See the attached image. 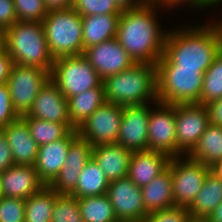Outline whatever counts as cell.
I'll list each match as a JSON object with an SVG mask.
<instances>
[{
	"label": "cell",
	"mask_w": 222,
	"mask_h": 222,
	"mask_svg": "<svg viewBox=\"0 0 222 222\" xmlns=\"http://www.w3.org/2000/svg\"><path fill=\"white\" fill-rule=\"evenodd\" d=\"M155 5L122 10L116 39L135 63L157 64L167 36L159 27Z\"/></svg>",
	"instance_id": "1"
},
{
	"label": "cell",
	"mask_w": 222,
	"mask_h": 222,
	"mask_svg": "<svg viewBox=\"0 0 222 222\" xmlns=\"http://www.w3.org/2000/svg\"><path fill=\"white\" fill-rule=\"evenodd\" d=\"M222 50V29L216 24L168 31L163 56L175 68L205 72Z\"/></svg>",
	"instance_id": "2"
},
{
	"label": "cell",
	"mask_w": 222,
	"mask_h": 222,
	"mask_svg": "<svg viewBox=\"0 0 222 222\" xmlns=\"http://www.w3.org/2000/svg\"><path fill=\"white\" fill-rule=\"evenodd\" d=\"M105 100L122 107L158 101L156 64L135 63L132 67L103 80Z\"/></svg>",
	"instance_id": "3"
},
{
	"label": "cell",
	"mask_w": 222,
	"mask_h": 222,
	"mask_svg": "<svg viewBox=\"0 0 222 222\" xmlns=\"http://www.w3.org/2000/svg\"><path fill=\"white\" fill-rule=\"evenodd\" d=\"M4 47L18 65L34 66L51 72V56L42 22L16 21L4 31Z\"/></svg>",
	"instance_id": "4"
},
{
	"label": "cell",
	"mask_w": 222,
	"mask_h": 222,
	"mask_svg": "<svg viewBox=\"0 0 222 222\" xmlns=\"http://www.w3.org/2000/svg\"><path fill=\"white\" fill-rule=\"evenodd\" d=\"M158 102L164 104H198L204 72L197 69L175 68L164 56L157 64Z\"/></svg>",
	"instance_id": "5"
},
{
	"label": "cell",
	"mask_w": 222,
	"mask_h": 222,
	"mask_svg": "<svg viewBox=\"0 0 222 222\" xmlns=\"http://www.w3.org/2000/svg\"><path fill=\"white\" fill-rule=\"evenodd\" d=\"M42 24L54 59L83 55L82 16L72 7L49 11Z\"/></svg>",
	"instance_id": "6"
},
{
	"label": "cell",
	"mask_w": 222,
	"mask_h": 222,
	"mask_svg": "<svg viewBox=\"0 0 222 222\" xmlns=\"http://www.w3.org/2000/svg\"><path fill=\"white\" fill-rule=\"evenodd\" d=\"M50 79L67 100L88 89L98 87L103 82L83 55L54 59Z\"/></svg>",
	"instance_id": "7"
},
{
	"label": "cell",
	"mask_w": 222,
	"mask_h": 222,
	"mask_svg": "<svg viewBox=\"0 0 222 222\" xmlns=\"http://www.w3.org/2000/svg\"><path fill=\"white\" fill-rule=\"evenodd\" d=\"M168 167L172 174L174 206L189 208L202 188L209 167L188 155L183 161L180 156L171 158Z\"/></svg>",
	"instance_id": "8"
},
{
	"label": "cell",
	"mask_w": 222,
	"mask_h": 222,
	"mask_svg": "<svg viewBox=\"0 0 222 222\" xmlns=\"http://www.w3.org/2000/svg\"><path fill=\"white\" fill-rule=\"evenodd\" d=\"M49 78L50 73L42 68L13 63L7 85L13 108L20 116L29 111Z\"/></svg>",
	"instance_id": "9"
},
{
	"label": "cell",
	"mask_w": 222,
	"mask_h": 222,
	"mask_svg": "<svg viewBox=\"0 0 222 222\" xmlns=\"http://www.w3.org/2000/svg\"><path fill=\"white\" fill-rule=\"evenodd\" d=\"M123 107L105 101L76 130L78 136L92 146L116 144Z\"/></svg>",
	"instance_id": "10"
},
{
	"label": "cell",
	"mask_w": 222,
	"mask_h": 222,
	"mask_svg": "<svg viewBox=\"0 0 222 222\" xmlns=\"http://www.w3.org/2000/svg\"><path fill=\"white\" fill-rule=\"evenodd\" d=\"M176 157L188 155L198 144L209 125V114L205 105H175Z\"/></svg>",
	"instance_id": "11"
},
{
	"label": "cell",
	"mask_w": 222,
	"mask_h": 222,
	"mask_svg": "<svg viewBox=\"0 0 222 222\" xmlns=\"http://www.w3.org/2000/svg\"><path fill=\"white\" fill-rule=\"evenodd\" d=\"M156 110L150 111L148 120V150L176 157L175 105L155 103Z\"/></svg>",
	"instance_id": "12"
},
{
	"label": "cell",
	"mask_w": 222,
	"mask_h": 222,
	"mask_svg": "<svg viewBox=\"0 0 222 222\" xmlns=\"http://www.w3.org/2000/svg\"><path fill=\"white\" fill-rule=\"evenodd\" d=\"M107 196L119 220L142 222L148 215L144 209L141 187L127 176L109 182Z\"/></svg>",
	"instance_id": "13"
},
{
	"label": "cell",
	"mask_w": 222,
	"mask_h": 222,
	"mask_svg": "<svg viewBox=\"0 0 222 222\" xmlns=\"http://www.w3.org/2000/svg\"><path fill=\"white\" fill-rule=\"evenodd\" d=\"M83 56L104 80L132 67L135 62L115 38L86 48Z\"/></svg>",
	"instance_id": "14"
},
{
	"label": "cell",
	"mask_w": 222,
	"mask_h": 222,
	"mask_svg": "<svg viewBox=\"0 0 222 222\" xmlns=\"http://www.w3.org/2000/svg\"><path fill=\"white\" fill-rule=\"evenodd\" d=\"M150 111L147 104L123 107L122 121L116 144L132 152L148 150Z\"/></svg>",
	"instance_id": "15"
},
{
	"label": "cell",
	"mask_w": 222,
	"mask_h": 222,
	"mask_svg": "<svg viewBox=\"0 0 222 222\" xmlns=\"http://www.w3.org/2000/svg\"><path fill=\"white\" fill-rule=\"evenodd\" d=\"M93 146L79 136L70 144L66 161L58 176L49 185L58 194H71L76 187L79 175L92 158Z\"/></svg>",
	"instance_id": "16"
},
{
	"label": "cell",
	"mask_w": 222,
	"mask_h": 222,
	"mask_svg": "<svg viewBox=\"0 0 222 222\" xmlns=\"http://www.w3.org/2000/svg\"><path fill=\"white\" fill-rule=\"evenodd\" d=\"M22 116L61 124H71L68 100L50 78L41 87L32 107Z\"/></svg>",
	"instance_id": "17"
},
{
	"label": "cell",
	"mask_w": 222,
	"mask_h": 222,
	"mask_svg": "<svg viewBox=\"0 0 222 222\" xmlns=\"http://www.w3.org/2000/svg\"><path fill=\"white\" fill-rule=\"evenodd\" d=\"M77 137V130H71L64 138L39 146L33 166L46 186L58 176L66 161L69 146Z\"/></svg>",
	"instance_id": "18"
},
{
	"label": "cell",
	"mask_w": 222,
	"mask_h": 222,
	"mask_svg": "<svg viewBox=\"0 0 222 222\" xmlns=\"http://www.w3.org/2000/svg\"><path fill=\"white\" fill-rule=\"evenodd\" d=\"M0 185L3 196L23 200L45 186L33 165H13L8 168L0 173Z\"/></svg>",
	"instance_id": "19"
},
{
	"label": "cell",
	"mask_w": 222,
	"mask_h": 222,
	"mask_svg": "<svg viewBox=\"0 0 222 222\" xmlns=\"http://www.w3.org/2000/svg\"><path fill=\"white\" fill-rule=\"evenodd\" d=\"M6 135L14 165H34L38 148L27 123L20 117L1 129Z\"/></svg>",
	"instance_id": "20"
},
{
	"label": "cell",
	"mask_w": 222,
	"mask_h": 222,
	"mask_svg": "<svg viewBox=\"0 0 222 222\" xmlns=\"http://www.w3.org/2000/svg\"><path fill=\"white\" fill-rule=\"evenodd\" d=\"M170 157L157 151H134L131 154L127 177L138 187L150 183L169 164Z\"/></svg>",
	"instance_id": "21"
},
{
	"label": "cell",
	"mask_w": 222,
	"mask_h": 222,
	"mask_svg": "<svg viewBox=\"0 0 222 222\" xmlns=\"http://www.w3.org/2000/svg\"><path fill=\"white\" fill-rule=\"evenodd\" d=\"M131 154V150L119 144H100L92 148V158L109 182L127 176Z\"/></svg>",
	"instance_id": "22"
},
{
	"label": "cell",
	"mask_w": 222,
	"mask_h": 222,
	"mask_svg": "<svg viewBox=\"0 0 222 222\" xmlns=\"http://www.w3.org/2000/svg\"><path fill=\"white\" fill-rule=\"evenodd\" d=\"M144 209L147 213L174 206L172 174L169 167L150 183L141 187Z\"/></svg>",
	"instance_id": "23"
},
{
	"label": "cell",
	"mask_w": 222,
	"mask_h": 222,
	"mask_svg": "<svg viewBox=\"0 0 222 222\" xmlns=\"http://www.w3.org/2000/svg\"><path fill=\"white\" fill-rule=\"evenodd\" d=\"M119 16L111 14L82 16L83 52L90 46L115 38Z\"/></svg>",
	"instance_id": "24"
},
{
	"label": "cell",
	"mask_w": 222,
	"mask_h": 222,
	"mask_svg": "<svg viewBox=\"0 0 222 222\" xmlns=\"http://www.w3.org/2000/svg\"><path fill=\"white\" fill-rule=\"evenodd\" d=\"M105 101L103 82L98 87L70 97L68 109L72 126L77 129Z\"/></svg>",
	"instance_id": "25"
},
{
	"label": "cell",
	"mask_w": 222,
	"mask_h": 222,
	"mask_svg": "<svg viewBox=\"0 0 222 222\" xmlns=\"http://www.w3.org/2000/svg\"><path fill=\"white\" fill-rule=\"evenodd\" d=\"M221 202L222 180L208 172L188 211L192 218H208Z\"/></svg>",
	"instance_id": "26"
},
{
	"label": "cell",
	"mask_w": 222,
	"mask_h": 222,
	"mask_svg": "<svg viewBox=\"0 0 222 222\" xmlns=\"http://www.w3.org/2000/svg\"><path fill=\"white\" fill-rule=\"evenodd\" d=\"M188 156L208 167L222 161V127L209 124Z\"/></svg>",
	"instance_id": "27"
},
{
	"label": "cell",
	"mask_w": 222,
	"mask_h": 222,
	"mask_svg": "<svg viewBox=\"0 0 222 222\" xmlns=\"http://www.w3.org/2000/svg\"><path fill=\"white\" fill-rule=\"evenodd\" d=\"M109 181L100 166L91 158L82 169L75 190L71 195L77 198L107 194Z\"/></svg>",
	"instance_id": "28"
},
{
	"label": "cell",
	"mask_w": 222,
	"mask_h": 222,
	"mask_svg": "<svg viewBox=\"0 0 222 222\" xmlns=\"http://www.w3.org/2000/svg\"><path fill=\"white\" fill-rule=\"evenodd\" d=\"M56 192L50 186H44L40 191L25 200L24 222H51L52 209Z\"/></svg>",
	"instance_id": "29"
},
{
	"label": "cell",
	"mask_w": 222,
	"mask_h": 222,
	"mask_svg": "<svg viewBox=\"0 0 222 222\" xmlns=\"http://www.w3.org/2000/svg\"><path fill=\"white\" fill-rule=\"evenodd\" d=\"M27 123L31 136L38 146L64 138L71 130H76L72 124H61L42 119L21 116Z\"/></svg>",
	"instance_id": "30"
},
{
	"label": "cell",
	"mask_w": 222,
	"mask_h": 222,
	"mask_svg": "<svg viewBox=\"0 0 222 222\" xmlns=\"http://www.w3.org/2000/svg\"><path fill=\"white\" fill-rule=\"evenodd\" d=\"M77 200L84 222H112L117 219L107 194Z\"/></svg>",
	"instance_id": "31"
},
{
	"label": "cell",
	"mask_w": 222,
	"mask_h": 222,
	"mask_svg": "<svg viewBox=\"0 0 222 222\" xmlns=\"http://www.w3.org/2000/svg\"><path fill=\"white\" fill-rule=\"evenodd\" d=\"M222 98V50L211 66L204 72L200 105H206Z\"/></svg>",
	"instance_id": "32"
},
{
	"label": "cell",
	"mask_w": 222,
	"mask_h": 222,
	"mask_svg": "<svg viewBox=\"0 0 222 222\" xmlns=\"http://www.w3.org/2000/svg\"><path fill=\"white\" fill-rule=\"evenodd\" d=\"M51 222H84L76 196L56 193Z\"/></svg>",
	"instance_id": "33"
},
{
	"label": "cell",
	"mask_w": 222,
	"mask_h": 222,
	"mask_svg": "<svg viewBox=\"0 0 222 222\" xmlns=\"http://www.w3.org/2000/svg\"><path fill=\"white\" fill-rule=\"evenodd\" d=\"M17 21L42 22L48 14L44 0H13Z\"/></svg>",
	"instance_id": "34"
},
{
	"label": "cell",
	"mask_w": 222,
	"mask_h": 222,
	"mask_svg": "<svg viewBox=\"0 0 222 222\" xmlns=\"http://www.w3.org/2000/svg\"><path fill=\"white\" fill-rule=\"evenodd\" d=\"M72 8L81 16L88 15H120L122 10L114 0H76Z\"/></svg>",
	"instance_id": "35"
},
{
	"label": "cell",
	"mask_w": 222,
	"mask_h": 222,
	"mask_svg": "<svg viewBox=\"0 0 222 222\" xmlns=\"http://www.w3.org/2000/svg\"><path fill=\"white\" fill-rule=\"evenodd\" d=\"M25 200L2 196L0 198V222H24Z\"/></svg>",
	"instance_id": "36"
},
{
	"label": "cell",
	"mask_w": 222,
	"mask_h": 222,
	"mask_svg": "<svg viewBox=\"0 0 222 222\" xmlns=\"http://www.w3.org/2000/svg\"><path fill=\"white\" fill-rule=\"evenodd\" d=\"M190 217L188 208L173 206L148 213L142 222H187Z\"/></svg>",
	"instance_id": "37"
},
{
	"label": "cell",
	"mask_w": 222,
	"mask_h": 222,
	"mask_svg": "<svg viewBox=\"0 0 222 222\" xmlns=\"http://www.w3.org/2000/svg\"><path fill=\"white\" fill-rule=\"evenodd\" d=\"M21 116L13 108L7 83L0 84V129Z\"/></svg>",
	"instance_id": "38"
},
{
	"label": "cell",
	"mask_w": 222,
	"mask_h": 222,
	"mask_svg": "<svg viewBox=\"0 0 222 222\" xmlns=\"http://www.w3.org/2000/svg\"><path fill=\"white\" fill-rule=\"evenodd\" d=\"M17 21L13 0H0V29L5 31Z\"/></svg>",
	"instance_id": "39"
},
{
	"label": "cell",
	"mask_w": 222,
	"mask_h": 222,
	"mask_svg": "<svg viewBox=\"0 0 222 222\" xmlns=\"http://www.w3.org/2000/svg\"><path fill=\"white\" fill-rule=\"evenodd\" d=\"M14 165L12 153L4 132L0 129V173Z\"/></svg>",
	"instance_id": "40"
},
{
	"label": "cell",
	"mask_w": 222,
	"mask_h": 222,
	"mask_svg": "<svg viewBox=\"0 0 222 222\" xmlns=\"http://www.w3.org/2000/svg\"><path fill=\"white\" fill-rule=\"evenodd\" d=\"M205 107L209 114V124L222 127V98L207 103Z\"/></svg>",
	"instance_id": "41"
},
{
	"label": "cell",
	"mask_w": 222,
	"mask_h": 222,
	"mask_svg": "<svg viewBox=\"0 0 222 222\" xmlns=\"http://www.w3.org/2000/svg\"><path fill=\"white\" fill-rule=\"evenodd\" d=\"M12 65V59L3 47L0 49V84L7 83Z\"/></svg>",
	"instance_id": "42"
},
{
	"label": "cell",
	"mask_w": 222,
	"mask_h": 222,
	"mask_svg": "<svg viewBox=\"0 0 222 222\" xmlns=\"http://www.w3.org/2000/svg\"><path fill=\"white\" fill-rule=\"evenodd\" d=\"M48 11L66 9L72 7L69 0H44Z\"/></svg>",
	"instance_id": "43"
},
{
	"label": "cell",
	"mask_w": 222,
	"mask_h": 222,
	"mask_svg": "<svg viewBox=\"0 0 222 222\" xmlns=\"http://www.w3.org/2000/svg\"><path fill=\"white\" fill-rule=\"evenodd\" d=\"M121 10L136 9L144 4L140 0H114Z\"/></svg>",
	"instance_id": "44"
},
{
	"label": "cell",
	"mask_w": 222,
	"mask_h": 222,
	"mask_svg": "<svg viewBox=\"0 0 222 222\" xmlns=\"http://www.w3.org/2000/svg\"><path fill=\"white\" fill-rule=\"evenodd\" d=\"M184 2L185 3L188 2L189 3L188 5L191 4L190 7L192 6V7L197 8V0H160L158 2V5L162 4L164 6L173 8L175 5L178 6V4H181V3H184Z\"/></svg>",
	"instance_id": "45"
},
{
	"label": "cell",
	"mask_w": 222,
	"mask_h": 222,
	"mask_svg": "<svg viewBox=\"0 0 222 222\" xmlns=\"http://www.w3.org/2000/svg\"><path fill=\"white\" fill-rule=\"evenodd\" d=\"M209 172L222 180V161L214 162L209 166Z\"/></svg>",
	"instance_id": "46"
},
{
	"label": "cell",
	"mask_w": 222,
	"mask_h": 222,
	"mask_svg": "<svg viewBox=\"0 0 222 222\" xmlns=\"http://www.w3.org/2000/svg\"><path fill=\"white\" fill-rule=\"evenodd\" d=\"M207 221L208 222H222V202L217 206V208L207 218Z\"/></svg>",
	"instance_id": "47"
},
{
	"label": "cell",
	"mask_w": 222,
	"mask_h": 222,
	"mask_svg": "<svg viewBox=\"0 0 222 222\" xmlns=\"http://www.w3.org/2000/svg\"><path fill=\"white\" fill-rule=\"evenodd\" d=\"M222 2V0H197V8H204L213 6L216 3Z\"/></svg>",
	"instance_id": "48"
},
{
	"label": "cell",
	"mask_w": 222,
	"mask_h": 222,
	"mask_svg": "<svg viewBox=\"0 0 222 222\" xmlns=\"http://www.w3.org/2000/svg\"><path fill=\"white\" fill-rule=\"evenodd\" d=\"M144 5H157L160 0H140Z\"/></svg>",
	"instance_id": "49"
},
{
	"label": "cell",
	"mask_w": 222,
	"mask_h": 222,
	"mask_svg": "<svg viewBox=\"0 0 222 222\" xmlns=\"http://www.w3.org/2000/svg\"><path fill=\"white\" fill-rule=\"evenodd\" d=\"M187 222H208L207 218H192L190 217Z\"/></svg>",
	"instance_id": "50"
},
{
	"label": "cell",
	"mask_w": 222,
	"mask_h": 222,
	"mask_svg": "<svg viewBox=\"0 0 222 222\" xmlns=\"http://www.w3.org/2000/svg\"><path fill=\"white\" fill-rule=\"evenodd\" d=\"M4 47V31L0 29V49Z\"/></svg>",
	"instance_id": "51"
},
{
	"label": "cell",
	"mask_w": 222,
	"mask_h": 222,
	"mask_svg": "<svg viewBox=\"0 0 222 222\" xmlns=\"http://www.w3.org/2000/svg\"><path fill=\"white\" fill-rule=\"evenodd\" d=\"M214 24H216L219 28H221L222 29V21L220 22H218V23H214Z\"/></svg>",
	"instance_id": "52"
},
{
	"label": "cell",
	"mask_w": 222,
	"mask_h": 222,
	"mask_svg": "<svg viewBox=\"0 0 222 222\" xmlns=\"http://www.w3.org/2000/svg\"><path fill=\"white\" fill-rule=\"evenodd\" d=\"M112 222H127V221L116 219V220H114Z\"/></svg>",
	"instance_id": "53"
},
{
	"label": "cell",
	"mask_w": 222,
	"mask_h": 222,
	"mask_svg": "<svg viewBox=\"0 0 222 222\" xmlns=\"http://www.w3.org/2000/svg\"><path fill=\"white\" fill-rule=\"evenodd\" d=\"M1 185H0V198L2 197Z\"/></svg>",
	"instance_id": "54"
},
{
	"label": "cell",
	"mask_w": 222,
	"mask_h": 222,
	"mask_svg": "<svg viewBox=\"0 0 222 222\" xmlns=\"http://www.w3.org/2000/svg\"><path fill=\"white\" fill-rule=\"evenodd\" d=\"M75 1H76V0H69V2H70L71 4H73Z\"/></svg>",
	"instance_id": "55"
}]
</instances>
